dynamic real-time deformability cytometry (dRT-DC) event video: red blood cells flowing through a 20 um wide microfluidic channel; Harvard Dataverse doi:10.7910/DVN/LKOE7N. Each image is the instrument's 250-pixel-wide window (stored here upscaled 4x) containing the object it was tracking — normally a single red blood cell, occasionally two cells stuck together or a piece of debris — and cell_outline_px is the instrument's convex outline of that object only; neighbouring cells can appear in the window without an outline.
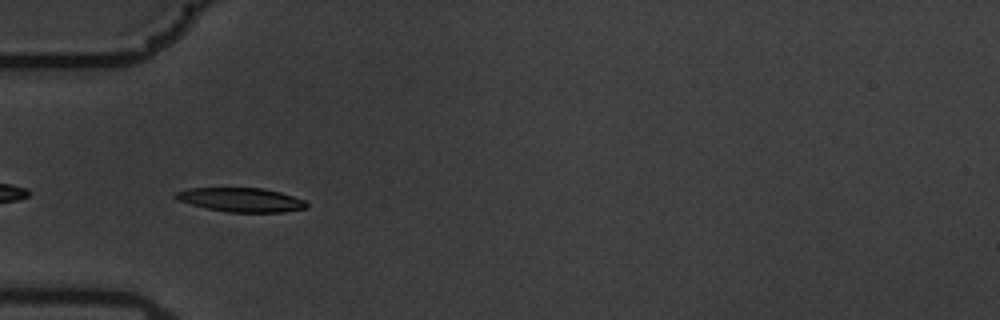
{"species": "common noctule bat (a hibernating species)", "species_latin": "Nyctalus noctula", "temperature_condition": "warm", "stored_images_in_passage": 8, "camera_frame_rate_fps": 3000, "um_per_image_px": 0.085, "animal": {"sex": "male", "body_mass_g": 19.5, "forearm_length_mm": 54.6}, "frame": {"image": 1, "passage_image": 2, "time_ms": 0.333, "image_size_px": [1000, 320], "cell_outline_px": [[308, 208], [284, 212], [228, 212], [208, 208], [176, 200], [172, 196], [176, 192], [188, 188], [264, 188], [280, 192], [304, 200], [308, 204]], "centroid_in_image_um": [20.49, 16.98], "position_along_channel_um": 64.5, "area_um2": 18.32}}
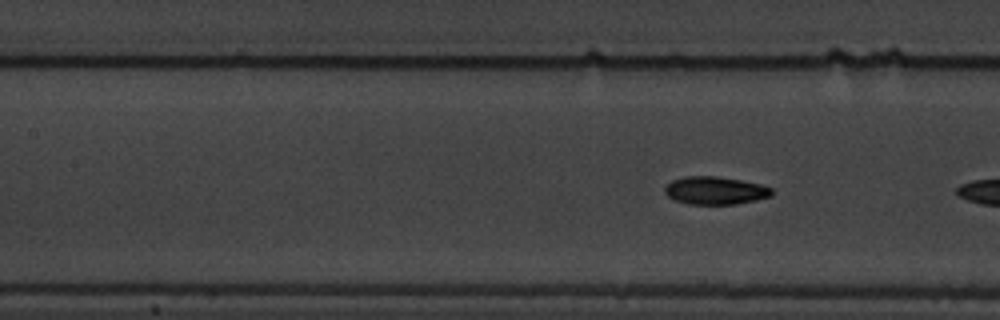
{"frame": {"image": 2, "passage_image": 7, "time_ms": 2.0, "image_size_px": [1000, 320], "cell_outline_px": [[772, 196], [756, 200], [736, 204], [688, 204], [676, 200], [668, 196], [664, 192], [664, 188], [672, 180], [684, 176], [716, 176], [740, 180], [760, 184], [772, 188]], "centroid_in_image_um": [60.79, 16.19], "position_along_channel_um": 146.6, "area_um2": 17.34}}